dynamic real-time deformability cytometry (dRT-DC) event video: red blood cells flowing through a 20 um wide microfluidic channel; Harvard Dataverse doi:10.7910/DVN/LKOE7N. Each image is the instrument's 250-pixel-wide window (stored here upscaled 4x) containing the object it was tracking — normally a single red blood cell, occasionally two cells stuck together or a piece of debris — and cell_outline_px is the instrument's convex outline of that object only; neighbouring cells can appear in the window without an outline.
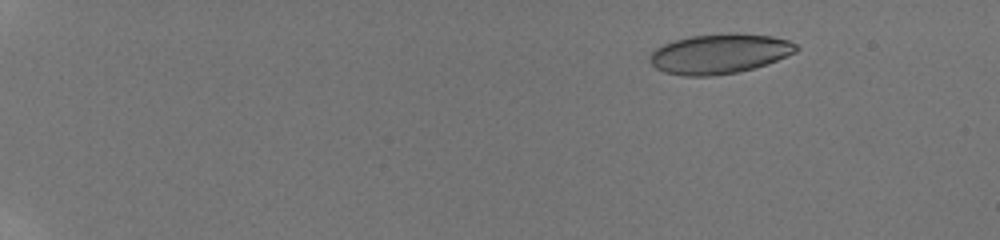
{"species": "human", "species_latin": "Homo sapiens", "temperature_condition": "room temperature", "stored_images_in_passage": 25, "camera_frame_rate_fps": 3000, "um_per_image_px": 0.085, "donor": {"sex": "male"}, "frame": {"image": 1, "passage_image": 5, "time_ms": 2.0, "image_size_px": [1000, 240], "cell_outline_px": [[800, 48], [796, 52], [768, 64], [736, 72], [712, 76], [684, 76], [664, 72], [656, 68], [648, 60], [648, 56], [656, 48], [664, 44], [676, 40], [692, 36], [732, 32], [736, 32], [772, 36], [788, 40], [796, 44]], "centroid_in_image_um": [61.17, 4.56], "position_along_channel_um": 23.8, "area_um2": 34.1}}
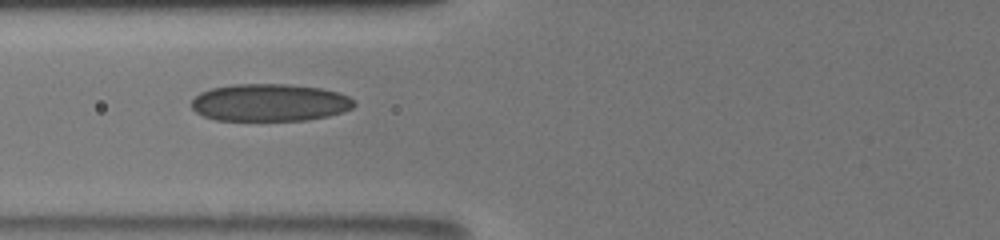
{"frame": {"image": 2, "passage_image": 18, "time_ms": 8.0, "image_size_px": [1000, 240], "cell_outline_px": [[356, 104], [352, 108], [344, 112], [328, 116], [308, 120], [216, 120], [204, 116], [196, 112], [192, 108], [192, 100], [200, 92], [212, 88], [232, 84], [288, 84], [320, 88], [336, 92], [348, 96]], "centroid_in_image_um": [22.92, 8.72], "position_along_channel_um": 102.9, "area_um2": 35.43}}
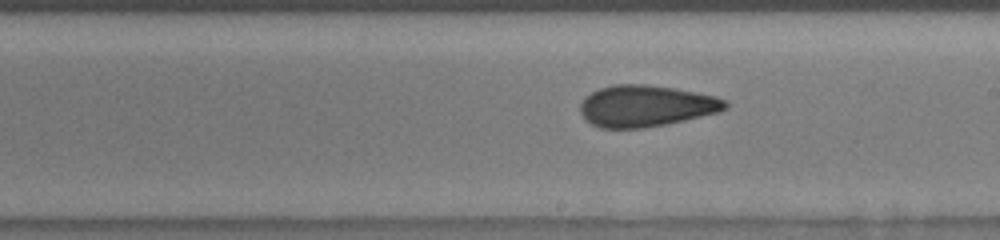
{"frame": {"image": 3, "passage_image": 24, "time_ms": 11.333, "image_size_px": [1000, 240], "cell_outline_px": [[728, 108], [720, 112], [684, 120], [644, 128], [600, 128], [592, 124], [580, 112], [580, 104], [584, 96], [600, 88], [612, 84], [644, 84], [672, 88], [716, 96], [724, 100], [728, 104]], "centroid_in_image_um": [54.89, 9.0], "position_along_channel_um": 234.1, "area_um2": 34.91}}